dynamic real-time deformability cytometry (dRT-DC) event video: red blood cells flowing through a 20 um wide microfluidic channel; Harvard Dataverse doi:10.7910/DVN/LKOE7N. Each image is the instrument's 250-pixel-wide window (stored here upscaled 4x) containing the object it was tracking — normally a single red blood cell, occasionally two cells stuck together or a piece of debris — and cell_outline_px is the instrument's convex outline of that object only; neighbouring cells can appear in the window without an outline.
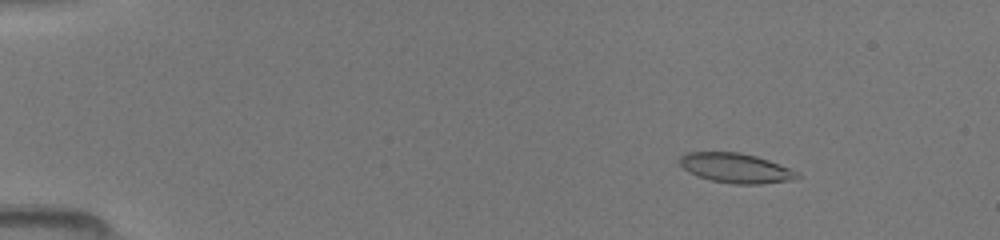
{"species": "common noctule bat (a hibernating species)", "species_latin": "Nyctalus noctula", "temperature_condition": "room temperature", "stored_images_in_passage": 44, "camera_frame_rate_fps": 3000, "um_per_image_px": 0.085, "animal": {"sex": "female", "body_mass_g": 19.5, "forearm_length_mm": 54.1}, "frame": {"image": 1, "passage_image": 2, "time_ms": 0.333, "image_size_px": [1000, 240], "cell_outline_px": [[800, 176], [796, 180], [760, 184], [736, 184], [712, 180], [688, 172], [676, 160], [680, 156], [688, 152], [740, 152], [756, 156], [768, 160], [800, 172]], "centroid_in_image_um": [62.57, 14.28], "position_along_channel_um": 22.4, "area_um2": 20.4}}
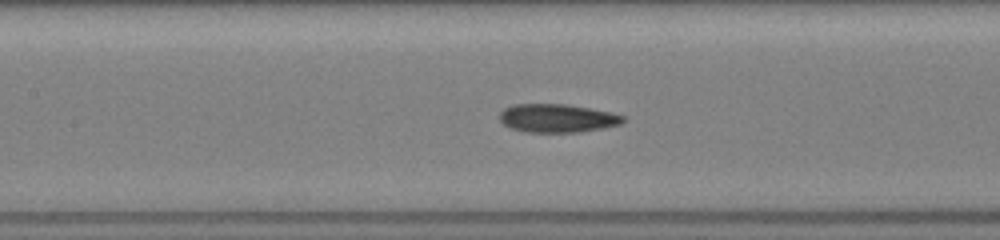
{"frame": {"image": 2, "passage_image": 19, "time_ms": 6.0, "image_size_px": [1000, 240], "cell_outline_px": [[624, 120], [620, 124], [604, 128], [580, 132], [528, 132], [512, 128], [504, 124], [500, 120], [500, 112], [504, 108], [512, 104], [568, 104], [608, 112], [624, 116]], "centroid_in_image_um": [47.34, 10.04], "position_along_channel_um": 160.1, "area_um2": 20.29}}
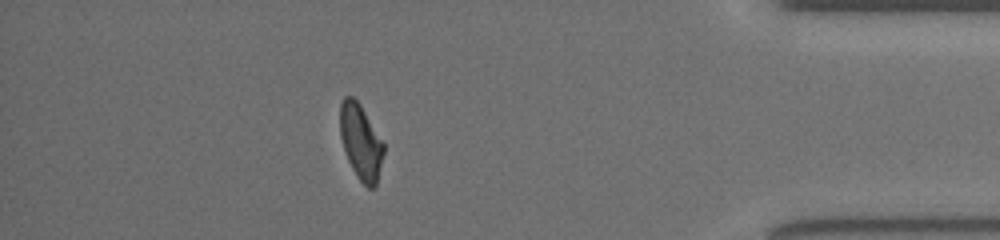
{"frame": {"image": 3, "passage_image": 39, "time_ms": 12.667, "image_size_px": [1000, 240], "cell_outline_px": [[384, 152], [376, 184], [372, 188], [368, 188], [360, 180], [352, 168], [348, 160], [340, 136], [340, 104], [344, 96], [352, 96], [360, 104], [384, 144]], "centroid_in_image_um": [30.65, 12.04], "position_along_channel_um": 404.5, "area_um2": 18.79}}